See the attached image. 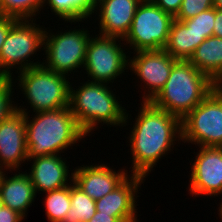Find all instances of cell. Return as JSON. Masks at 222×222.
Masks as SVG:
<instances>
[{"mask_svg":"<svg viewBox=\"0 0 222 222\" xmlns=\"http://www.w3.org/2000/svg\"><path fill=\"white\" fill-rule=\"evenodd\" d=\"M96 36L90 37L88 41L83 67L91 82L109 85L128 69L129 55L127 56L119 43L122 38L100 34Z\"/></svg>","mask_w":222,"mask_h":222,"instance_id":"10","label":"cell"},{"mask_svg":"<svg viewBox=\"0 0 222 222\" xmlns=\"http://www.w3.org/2000/svg\"><path fill=\"white\" fill-rule=\"evenodd\" d=\"M182 142L198 147H222V88L217 85L181 119Z\"/></svg>","mask_w":222,"mask_h":222,"instance_id":"6","label":"cell"},{"mask_svg":"<svg viewBox=\"0 0 222 222\" xmlns=\"http://www.w3.org/2000/svg\"><path fill=\"white\" fill-rule=\"evenodd\" d=\"M88 222H121L113 214H105L102 212H95V215Z\"/></svg>","mask_w":222,"mask_h":222,"instance_id":"32","label":"cell"},{"mask_svg":"<svg viewBox=\"0 0 222 222\" xmlns=\"http://www.w3.org/2000/svg\"><path fill=\"white\" fill-rule=\"evenodd\" d=\"M19 88L33 112L69 107L70 82L67 76L48 70L43 65L19 72Z\"/></svg>","mask_w":222,"mask_h":222,"instance_id":"5","label":"cell"},{"mask_svg":"<svg viewBox=\"0 0 222 222\" xmlns=\"http://www.w3.org/2000/svg\"><path fill=\"white\" fill-rule=\"evenodd\" d=\"M182 1L183 0H156L154 4L164 12H167L175 17L181 8Z\"/></svg>","mask_w":222,"mask_h":222,"instance_id":"28","label":"cell"},{"mask_svg":"<svg viewBox=\"0 0 222 222\" xmlns=\"http://www.w3.org/2000/svg\"><path fill=\"white\" fill-rule=\"evenodd\" d=\"M82 166L74 170L72 181L94 201L106 196L129 176L123 167L116 172L105 164Z\"/></svg>","mask_w":222,"mask_h":222,"instance_id":"14","label":"cell"},{"mask_svg":"<svg viewBox=\"0 0 222 222\" xmlns=\"http://www.w3.org/2000/svg\"><path fill=\"white\" fill-rule=\"evenodd\" d=\"M215 20V7H212L197 16L183 20L182 22L191 29L206 38L213 36V26Z\"/></svg>","mask_w":222,"mask_h":222,"instance_id":"25","label":"cell"},{"mask_svg":"<svg viewBox=\"0 0 222 222\" xmlns=\"http://www.w3.org/2000/svg\"><path fill=\"white\" fill-rule=\"evenodd\" d=\"M3 202H2V200H1V198H0V209L3 207Z\"/></svg>","mask_w":222,"mask_h":222,"instance_id":"36","label":"cell"},{"mask_svg":"<svg viewBox=\"0 0 222 222\" xmlns=\"http://www.w3.org/2000/svg\"><path fill=\"white\" fill-rule=\"evenodd\" d=\"M0 16H1V0H0Z\"/></svg>","mask_w":222,"mask_h":222,"instance_id":"37","label":"cell"},{"mask_svg":"<svg viewBox=\"0 0 222 222\" xmlns=\"http://www.w3.org/2000/svg\"><path fill=\"white\" fill-rule=\"evenodd\" d=\"M189 62L215 84L222 83V38H206L195 50Z\"/></svg>","mask_w":222,"mask_h":222,"instance_id":"19","label":"cell"},{"mask_svg":"<svg viewBox=\"0 0 222 222\" xmlns=\"http://www.w3.org/2000/svg\"><path fill=\"white\" fill-rule=\"evenodd\" d=\"M13 79V77H0V123L17 111L16 106L13 105L14 101H12L11 99V97L13 96Z\"/></svg>","mask_w":222,"mask_h":222,"instance_id":"26","label":"cell"},{"mask_svg":"<svg viewBox=\"0 0 222 222\" xmlns=\"http://www.w3.org/2000/svg\"><path fill=\"white\" fill-rule=\"evenodd\" d=\"M131 175V177H130ZM118 187L95 201L96 211L113 214L121 222H137V192L144 180L143 176L130 174Z\"/></svg>","mask_w":222,"mask_h":222,"instance_id":"15","label":"cell"},{"mask_svg":"<svg viewBox=\"0 0 222 222\" xmlns=\"http://www.w3.org/2000/svg\"><path fill=\"white\" fill-rule=\"evenodd\" d=\"M129 56V68L145 84L143 101H151L167 82L173 65L178 61L164 49L137 51ZM147 92V93H146Z\"/></svg>","mask_w":222,"mask_h":222,"instance_id":"11","label":"cell"},{"mask_svg":"<svg viewBox=\"0 0 222 222\" xmlns=\"http://www.w3.org/2000/svg\"><path fill=\"white\" fill-rule=\"evenodd\" d=\"M140 105L128 139L131 173L146 178L159 159L173 151L175 141L182 140V128L181 119L174 114L157 108L150 101H142Z\"/></svg>","mask_w":222,"mask_h":222,"instance_id":"1","label":"cell"},{"mask_svg":"<svg viewBox=\"0 0 222 222\" xmlns=\"http://www.w3.org/2000/svg\"><path fill=\"white\" fill-rule=\"evenodd\" d=\"M212 7H214V0H183L181 8L174 19L183 21L195 17Z\"/></svg>","mask_w":222,"mask_h":222,"instance_id":"27","label":"cell"},{"mask_svg":"<svg viewBox=\"0 0 222 222\" xmlns=\"http://www.w3.org/2000/svg\"><path fill=\"white\" fill-rule=\"evenodd\" d=\"M189 178V193L207 197L222 194V147H199Z\"/></svg>","mask_w":222,"mask_h":222,"instance_id":"12","label":"cell"},{"mask_svg":"<svg viewBox=\"0 0 222 222\" xmlns=\"http://www.w3.org/2000/svg\"><path fill=\"white\" fill-rule=\"evenodd\" d=\"M217 86L189 61L178 60L172 67L164 87L150 101L183 119Z\"/></svg>","mask_w":222,"mask_h":222,"instance_id":"4","label":"cell"},{"mask_svg":"<svg viewBox=\"0 0 222 222\" xmlns=\"http://www.w3.org/2000/svg\"><path fill=\"white\" fill-rule=\"evenodd\" d=\"M220 204V208L218 207V209H219V214L218 215H220L219 217L221 218V220H222V203H219Z\"/></svg>","mask_w":222,"mask_h":222,"instance_id":"35","label":"cell"},{"mask_svg":"<svg viewBox=\"0 0 222 222\" xmlns=\"http://www.w3.org/2000/svg\"><path fill=\"white\" fill-rule=\"evenodd\" d=\"M108 84L88 81L75 90L70 85L69 107L81 129L88 135L99 123L125 126L128 112L109 90Z\"/></svg>","mask_w":222,"mask_h":222,"instance_id":"3","label":"cell"},{"mask_svg":"<svg viewBox=\"0 0 222 222\" xmlns=\"http://www.w3.org/2000/svg\"><path fill=\"white\" fill-rule=\"evenodd\" d=\"M44 0H1V16L18 20H35L38 11L43 9Z\"/></svg>","mask_w":222,"mask_h":222,"instance_id":"24","label":"cell"},{"mask_svg":"<svg viewBox=\"0 0 222 222\" xmlns=\"http://www.w3.org/2000/svg\"><path fill=\"white\" fill-rule=\"evenodd\" d=\"M214 7L217 9H222V0H214Z\"/></svg>","mask_w":222,"mask_h":222,"instance_id":"33","label":"cell"},{"mask_svg":"<svg viewBox=\"0 0 222 222\" xmlns=\"http://www.w3.org/2000/svg\"><path fill=\"white\" fill-rule=\"evenodd\" d=\"M18 21L16 18L0 16V52L10 28Z\"/></svg>","mask_w":222,"mask_h":222,"instance_id":"29","label":"cell"},{"mask_svg":"<svg viewBox=\"0 0 222 222\" xmlns=\"http://www.w3.org/2000/svg\"><path fill=\"white\" fill-rule=\"evenodd\" d=\"M139 4V0L97 1L95 3V11H99L97 19H99L100 32L98 33L123 39L130 30Z\"/></svg>","mask_w":222,"mask_h":222,"instance_id":"16","label":"cell"},{"mask_svg":"<svg viewBox=\"0 0 222 222\" xmlns=\"http://www.w3.org/2000/svg\"><path fill=\"white\" fill-rule=\"evenodd\" d=\"M16 109L25 117L28 158L61 154L87 136L70 107L35 113L32 120L27 109Z\"/></svg>","mask_w":222,"mask_h":222,"instance_id":"2","label":"cell"},{"mask_svg":"<svg viewBox=\"0 0 222 222\" xmlns=\"http://www.w3.org/2000/svg\"><path fill=\"white\" fill-rule=\"evenodd\" d=\"M31 21V22H30ZM34 20H18L9 30L7 38L0 52V77L12 78L11 67L23 71L31 67L42 65L33 62L30 56L44 47V26L36 24ZM45 28V29H44Z\"/></svg>","mask_w":222,"mask_h":222,"instance_id":"7","label":"cell"},{"mask_svg":"<svg viewBox=\"0 0 222 222\" xmlns=\"http://www.w3.org/2000/svg\"><path fill=\"white\" fill-rule=\"evenodd\" d=\"M0 174V198L8 208L26 217V211L35 201L36 191L27 172L15 173L11 177Z\"/></svg>","mask_w":222,"mask_h":222,"instance_id":"18","label":"cell"},{"mask_svg":"<svg viewBox=\"0 0 222 222\" xmlns=\"http://www.w3.org/2000/svg\"><path fill=\"white\" fill-rule=\"evenodd\" d=\"M46 4L65 21L71 23L83 22L84 19H90L95 12V2L93 0H44L43 8Z\"/></svg>","mask_w":222,"mask_h":222,"instance_id":"21","label":"cell"},{"mask_svg":"<svg viewBox=\"0 0 222 222\" xmlns=\"http://www.w3.org/2000/svg\"><path fill=\"white\" fill-rule=\"evenodd\" d=\"M68 31V32H67ZM65 30L56 34L45 31L44 47L46 59L42 65L59 74H72L84 66L86 49L90 39V31L82 29Z\"/></svg>","mask_w":222,"mask_h":222,"instance_id":"9","label":"cell"},{"mask_svg":"<svg viewBox=\"0 0 222 222\" xmlns=\"http://www.w3.org/2000/svg\"><path fill=\"white\" fill-rule=\"evenodd\" d=\"M173 20L171 14L154 3H140L123 44H129L135 52L162 50L167 44Z\"/></svg>","mask_w":222,"mask_h":222,"instance_id":"8","label":"cell"},{"mask_svg":"<svg viewBox=\"0 0 222 222\" xmlns=\"http://www.w3.org/2000/svg\"><path fill=\"white\" fill-rule=\"evenodd\" d=\"M71 207L63 222H88L96 212V203L73 182L70 184Z\"/></svg>","mask_w":222,"mask_h":222,"instance_id":"22","label":"cell"},{"mask_svg":"<svg viewBox=\"0 0 222 222\" xmlns=\"http://www.w3.org/2000/svg\"><path fill=\"white\" fill-rule=\"evenodd\" d=\"M45 213L49 222H63L71 207L70 185L45 193Z\"/></svg>","mask_w":222,"mask_h":222,"instance_id":"23","label":"cell"},{"mask_svg":"<svg viewBox=\"0 0 222 222\" xmlns=\"http://www.w3.org/2000/svg\"><path fill=\"white\" fill-rule=\"evenodd\" d=\"M28 160L25 117L16 111L0 123V169L19 170Z\"/></svg>","mask_w":222,"mask_h":222,"instance_id":"13","label":"cell"},{"mask_svg":"<svg viewBox=\"0 0 222 222\" xmlns=\"http://www.w3.org/2000/svg\"><path fill=\"white\" fill-rule=\"evenodd\" d=\"M206 39L205 35L194 32L182 21L173 20L168 41L163 48L176 60L189 61L196 48Z\"/></svg>","mask_w":222,"mask_h":222,"instance_id":"20","label":"cell"},{"mask_svg":"<svg viewBox=\"0 0 222 222\" xmlns=\"http://www.w3.org/2000/svg\"><path fill=\"white\" fill-rule=\"evenodd\" d=\"M32 160L31 169H29L30 172L27 174L31 179L36 194L38 191L46 193L66 187L73 182L72 176L69 177V175H73V173L71 172V174H69V166H67L66 161L61 157V154L60 156L59 154H56L28 158L27 162Z\"/></svg>","mask_w":222,"mask_h":222,"instance_id":"17","label":"cell"},{"mask_svg":"<svg viewBox=\"0 0 222 222\" xmlns=\"http://www.w3.org/2000/svg\"><path fill=\"white\" fill-rule=\"evenodd\" d=\"M140 3H154L156 0H139Z\"/></svg>","mask_w":222,"mask_h":222,"instance_id":"34","label":"cell"},{"mask_svg":"<svg viewBox=\"0 0 222 222\" xmlns=\"http://www.w3.org/2000/svg\"><path fill=\"white\" fill-rule=\"evenodd\" d=\"M213 35L222 38V9L215 8Z\"/></svg>","mask_w":222,"mask_h":222,"instance_id":"31","label":"cell"},{"mask_svg":"<svg viewBox=\"0 0 222 222\" xmlns=\"http://www.w3.org/2000/svg\"><path fill=\"white\" fill-rule=\"evenodd\" d=\"M23 219V215L7 206L0 209V222H21Z\"/></svg>","mask_w":222,"mask_h":222,"instance_id":"30","label":"cell"}]
</instances>
